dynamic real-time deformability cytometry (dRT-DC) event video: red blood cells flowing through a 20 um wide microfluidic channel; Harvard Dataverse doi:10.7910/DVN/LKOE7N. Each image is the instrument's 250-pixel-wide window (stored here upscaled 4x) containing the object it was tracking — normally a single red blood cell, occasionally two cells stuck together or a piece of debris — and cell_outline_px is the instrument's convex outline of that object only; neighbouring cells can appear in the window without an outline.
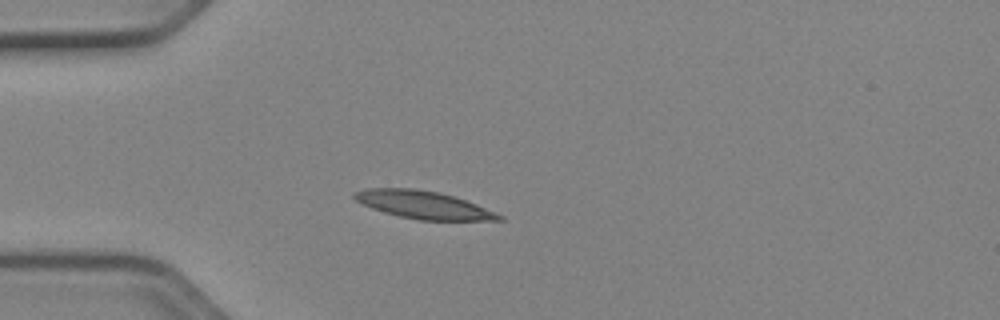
{"species": "Egyptian fruit bat (a non-hibernating species)", "species_latin": "Rousettus aegyptiacus", "temperature_condition": "cold", "stored_images_in_passage": 39, "camera_frame_rate_fps": 3000, "um_per_image_px": 0.085, "animal": {"sex": "female"}, "frame": {"image": 1, "passage_image": 1, "time_ms": 0.0, "image_size_px": [1000, 320], "cell_outline_px": [[504, 220], [420, 220], [400, 216], [384, 212], [372, 208], [356, 200], [352, 196], [356, 192], [364, 188], [416, 188], [440, 192], [476, 204], [504, 216]], "centroid_in_image_um": [35.99, 17.4], "position_along_channel_um": 49.0, "area_um2": 23.12}}
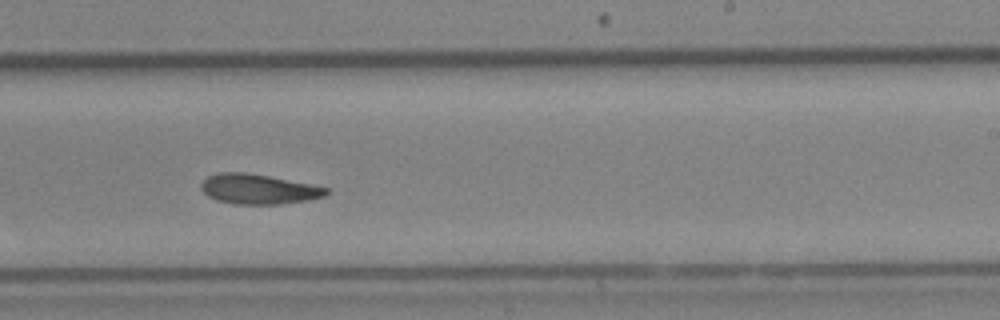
{"frame": {"image": 2, "passage_image": 19, "time_ms": 6.0, "image_size_px": [1000, 320], "cell_outline_px": [[332, 192], [324, 196], [308, 200], [280, 204], [236, 204], [216, 200], [208, 196], [200, 188], [200, 184], [208, 176], [220, 172], [244, 172], [268, 176], [312, 184], [328, 188]], "centroid_in_image_um": [21.98, 16.07], "position_along_channel_um": 267.0, "area_um2": 21.85}}
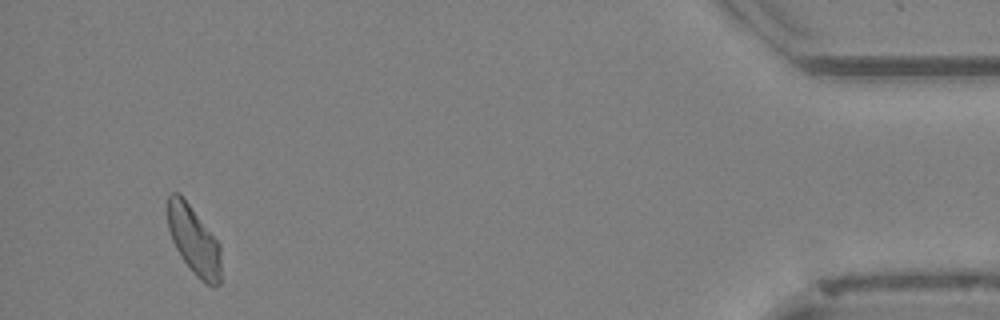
{"frame": {"image": 3, "passage_image": 36, "time_ms": 11.667, "image_size_px": [1000, 320], "cell_outline_px": [[220, 284], [212, 288], [200, 280], [192, 272], [176, 248], [172, 240], [168, 228], [168, 196], [172, 192], [176, 192], [188, 204], [220, 244]], "centroid_in_image_um": [16.49, 20.5], "position_along_channel_um": 418.7, "area_um2": 20.87}, "authors_computed_cell_mechanics": {"area_um2": 21.9062, "velocity_mm_per_s": 3.9178, "shape_relaxation_time_tau1_ms": null, "shape_relaxation_time_tau2_ms": 8.5537, "deformation_change_tau1": null, "deformation_change_tau2": 0.1597}}